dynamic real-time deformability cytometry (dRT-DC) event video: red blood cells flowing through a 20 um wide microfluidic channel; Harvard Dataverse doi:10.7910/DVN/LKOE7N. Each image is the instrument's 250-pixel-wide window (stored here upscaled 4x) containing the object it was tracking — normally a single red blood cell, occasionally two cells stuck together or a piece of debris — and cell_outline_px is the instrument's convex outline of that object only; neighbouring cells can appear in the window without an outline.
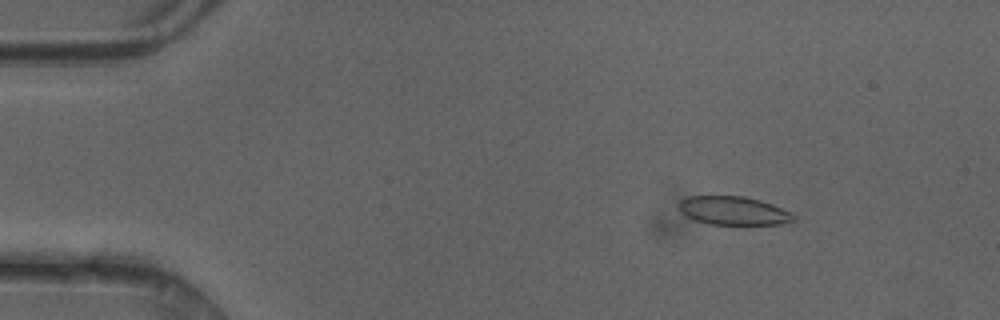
{"species": "common noctule bat (a hibernating species)", "species_latin": "Nyctalus noctula", "temperature_condition": "cold", "stored_images_in_passage": 49, "camera_frame_rate_fps": 3000, "um_per_image_px": 0.085, "animal": {"sex": "female"}, "frame": {"image": 1, "passage_image": 7, "time_ms": 2.0, "image_size_px": [1000, 320], "cell_outline_px": [[796, 220], [780, 224], [712, 224], [696, 220], [684, 216], [680, 212], [676, 204], [680, 200], [688, 196], [744, 196], [760, 200], [772, 204], [792, 212], [796, 216]], "centroid_in_image_um": [62.32, 17.9], "position_along_channel_um": 22.7, "area_um2": 19.25}}
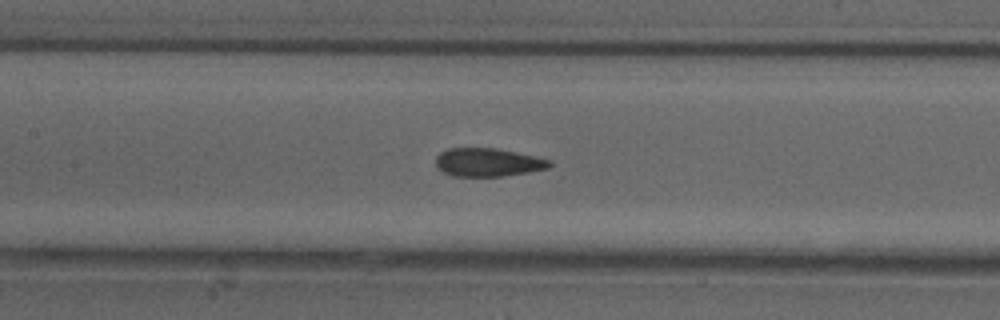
{"frame": {"image": 2, "passage_image": 23, "time_ms": 7.333, "image_size_px": [1000, 320], "cell_outline_px": [[552, 164], [548, 168], [528, 172], [504, 176], [452, 176], [436, 168], [436, 156], [440, 152], [448, 148], [496, 148], [516, 152], [552, 160]], "centroid_in_image_um": [41.46, 13.79], "position_along_channel_um": 165.9, "area_um2": 18.84}}
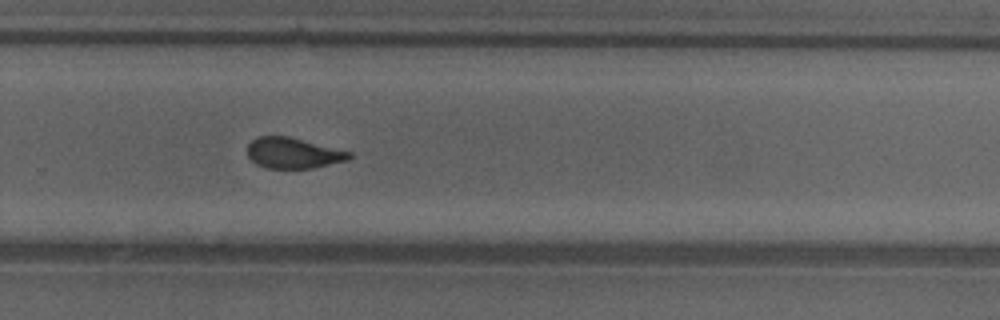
{"frame": {"image": 3, "passage_image": 33, "time_ms": 10.667, "image_size_px": [1000, 320], "cell_outline_px": [[352, 156], [348, 160], [312, 168], [264, 168], [256, 164], [248, 156], [248, 144], [256, 136], [288, 136], [352, 152]], "centroid_in_image_um": [24.91, 13.01], "position_along_channel_um": 304.9, "area_um2": 18.21}, "authors_computed_cell_mechanics": {"area_um2": 19.652, "velocity_mm_per_s": 4.1934, "shape_relaxation_time_tau1_ms": 6.7101, "shape_relaxation_time_tau2_ms": 0.7583, "deformation_change_tau1": 0.1866, "deformation_change_tau2": 0.0632}}